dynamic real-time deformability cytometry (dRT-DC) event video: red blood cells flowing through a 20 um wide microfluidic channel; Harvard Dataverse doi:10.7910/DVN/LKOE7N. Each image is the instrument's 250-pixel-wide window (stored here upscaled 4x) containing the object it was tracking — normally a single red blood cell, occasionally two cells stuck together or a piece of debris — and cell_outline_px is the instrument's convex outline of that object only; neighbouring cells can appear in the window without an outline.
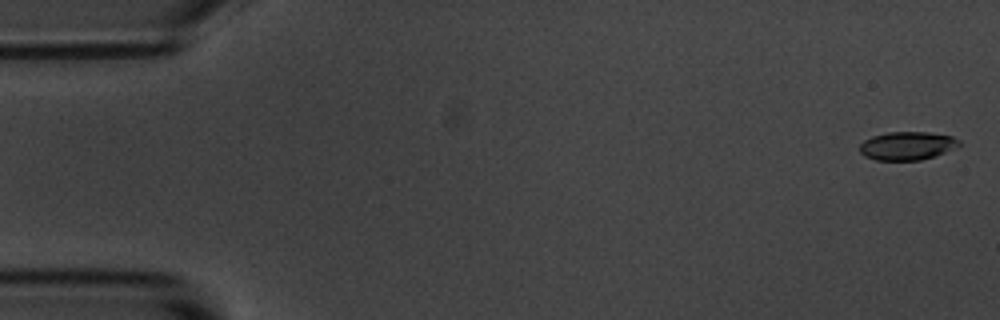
{"species": "common noctule bat (a hibernating species)", "species_latin": "Nyctalus noctula", "temperature_condition": "room temperature", "stored_images_in_passage": 5, "camera_frame_rate_fps": 3000, "um_per_image_px": 0.085, "animal": {"sex": "male", "body_mass_g": 20.1, "forearm_length_mm": 53.5}, "frame": {"image": 1, "passage_image": 1, "time_ms": 0.0, "image_size_px": [1000, 320], "cell_outline_px": [[960, 144], [936, 156], [920, 160], [876, 160], [864, 156], [860, 152], [860, 144], [864, 140], [872, 136], [888, 132], [928, 132], [952, 136], [960, 140]], "centroid_in_image_um": [77.09, 12.39], "position_along_channel_um": 7.9, "area_um2": 16.36}}
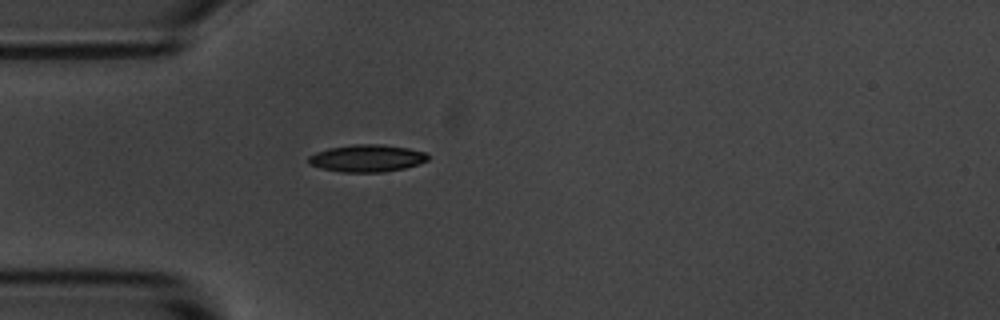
{"frame": {"image": 2, "passage_image": 5, "time_ms": 4.667, "image_size_px": [1000, 320], "cell_outline_px": [[428, 160], [404, 168], [384, 172], [340, 172], [320, 168], [308, 164], [308, 156], [316, 152], [328, 148], [352, 144], [380, 144], [408, 148], [424, 152], [428, 156]], "centroid_in_image_um": [31.13, 13.45], "position_along_channel_um": 53.9, "area_um2": 18.96}}